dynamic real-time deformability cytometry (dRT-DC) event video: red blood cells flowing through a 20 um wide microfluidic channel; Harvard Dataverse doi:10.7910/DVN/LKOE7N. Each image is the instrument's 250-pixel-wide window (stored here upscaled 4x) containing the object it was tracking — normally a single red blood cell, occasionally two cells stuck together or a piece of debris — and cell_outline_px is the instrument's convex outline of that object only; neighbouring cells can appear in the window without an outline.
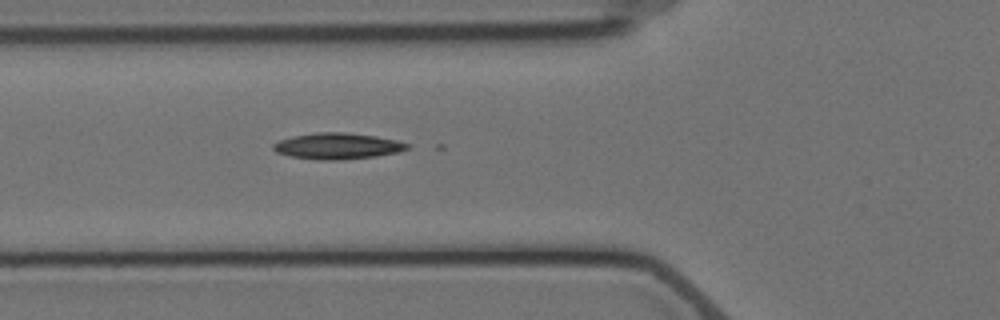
{"species": "Egyptian fruit bat (a non-hibernating species)", "species_latin": "Rousettus aegyptiacus", "temperature_condition": "cold", "stored_images_in_passage": 5, "camera_frame_rate_fps": 3000, "um_per_image_px": 0.085, "animal": {"sex": "female"}, "frame": {"image": 1, "passage_image": 5, "time_ms": 4.667, "image_size_px": [1000, 320], "cell_outline_px": [[408, 148], [400, 152], [376, 156], [340, 160], [316, 160], [288, 156], [276, 152], [272, 148], [272, 144], [280, 140], [292, 136], [316, 132], [344, 132], [376, 136], [396, 140], [408, 144]], "centroid_in_image_um": [28.65, 12.42], "position_along_channel_um": 97.2, "area_um2": 20.52}}